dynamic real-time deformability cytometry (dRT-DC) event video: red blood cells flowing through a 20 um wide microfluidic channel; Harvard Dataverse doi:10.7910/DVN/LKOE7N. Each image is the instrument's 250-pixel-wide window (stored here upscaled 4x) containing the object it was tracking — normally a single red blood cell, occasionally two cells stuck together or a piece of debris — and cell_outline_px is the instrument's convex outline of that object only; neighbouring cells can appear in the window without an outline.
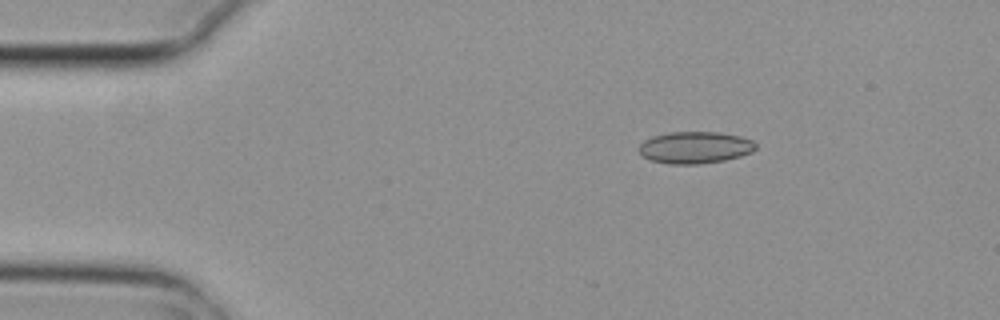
{"species": "common noctule bat (a hibernating species)", "species_latin": "Nyctalus noctula", "temperature_condition": "cold", "stored_images_in_passage": 4, "camera_frame_rate_fps": 3000, "um_per_image_px": 0.085, "animal": {"sex": "female", "body_mass_g": 29.2, "forearm_length_mm": 56.3}, "frame": {"image": 1, "passage_image": 2, "time_ms": 0.333, "image_size_px": [1000, 320], "cell_outline_px": [[756, 148], [752, 152], [740, 156], [724, 160], [700, 164], [668, 164], [652, 160], [644, 156], [640, 152], [640, 144], [644, 140], [652, 136], [668, 132], [720, 132], [740, 136], [752, 140], [756, 144]], "centroid_in_image_um": [59.09, 12.53], "position_along_channel_um": 25.9, "area_um2": 21.68}}